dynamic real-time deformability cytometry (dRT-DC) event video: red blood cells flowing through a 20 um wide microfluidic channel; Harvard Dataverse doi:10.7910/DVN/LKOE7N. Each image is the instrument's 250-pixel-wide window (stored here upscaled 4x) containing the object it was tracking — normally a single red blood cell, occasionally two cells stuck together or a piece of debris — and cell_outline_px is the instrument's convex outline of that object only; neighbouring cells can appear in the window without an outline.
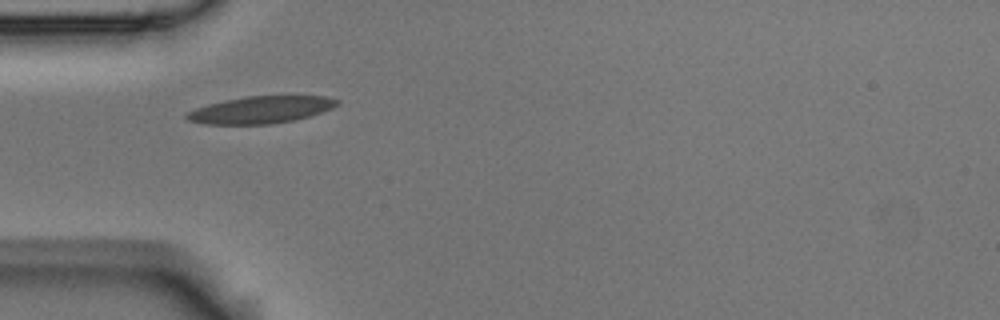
{"species": "Egyptian fruit bat (a non-hibernating species)", "species_latin": "Rousettus aegyptiacus", "temperature_condition": "room temperature", "stored_images_in_passage": 2, "camera_frame_rate_fps": 3000, "um_per_image_px": 0.085, "animal": {"sex": "male"}, "frame": {"image": 1, "passage_image": 1, "time_ms": 0.0, "image_size_px": [1000, 320], "cell_outline_px": [[340, 104], [332, 108], [296, 120], [268, 124], [204, 124], [188, 120], [184, 116], [188, 112], [196, 108], [208, 104], [224, 100], [248, 96], [328, 96], [340, 100]], "centroid_in_image_um": [22.18, 9.33], "position_along_channel_um": 62.8, "area_um2": 23.7}}
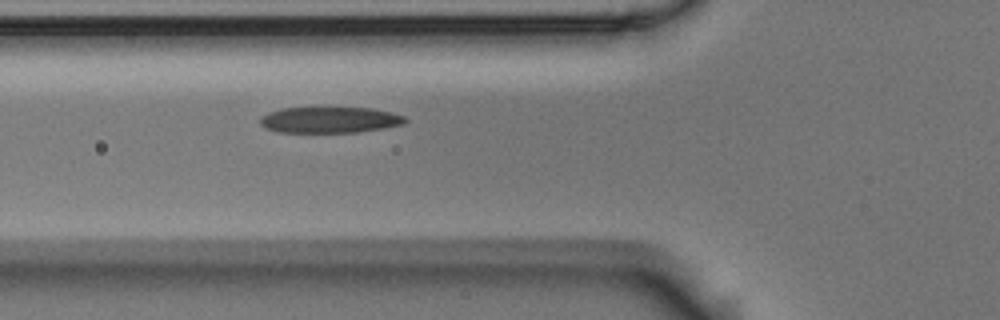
{"frame": {"image": 2, "passage_image": 2, "time_ms": 0.333, "image_size_px": [1000, 320], "cell_outline_px": [[408, 120], [404, 124], [384, 128], [360, 132], [276, 132], [260, 124], [260, 116], [268, 112], [280, 108], [372, 108], [392, 112], [404, 116]], "centroid_in_image_um": [28.04, 10.19], "position_along_channel_um": 97.8, "area_um2": 22.08}}